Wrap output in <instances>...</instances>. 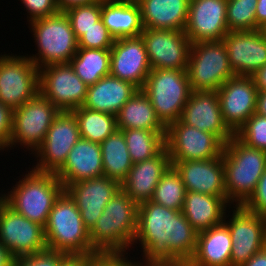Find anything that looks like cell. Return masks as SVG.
<instances>
[{"label":"cell","mask_w":266,"mask_h":266,"mask_svg":"<svg viewBox=\"0 0 266 266\" xmlns=\"http://www.w3.org/2000/svg\"><path fill=\"white\" fill-rule=\"evenodd\" d=\"M66 253L45 250L15 259V266H60Z\"/></svg>","instance_id":"41"},{"label":"cell","mask_w":266,"mask_h":266,"mask_svg":"<svg viewBox=\"0 0 266 266\" xmlns=\"http://www.w3.org/2000/svg\"><path fill=\"white\" fill-rule=\"evenodd\" d=\"M117 129H144L166 131V126L156 115L149 97L138 90L116 115Z\"/></svg>","instance_id":"31"},{"label":"cell","mask_w":266,"mask_h":266,"mask_svg":"<svg viewBox=\"0 0 266 266\" xmlns=\"http://www.w3.org/2000/svg\"><path fill=\"white\" fill-rule=\"evenodd\" d=\"M137 218L138 204L120 189L89 231L92 247L99 254H128L136 245Z\"/></svg>","instance_id":"2"},{"label":"cell","mask_w":266,"mask_h":266,"mask_svg":"<svg viewBox=\"0 0 266 266\" xmlns=\"http://www.w3.org/2000/svg\"><path fill=\"white\" fill-rule=\"evenodd\" d=\"M227 0H190L185 34L191 44L221 41L229 32Z\"/></svg>","instance_id":"19"},{"label":"cell","mask_w":266,"mask_h":266,"mask_svg":"<svg viewBox=\"0 0 266 266\" xmlns=\"http://www.w3.org/2000/svg\"><path fill=\"white\" fill-rule=\"evenodd\" d=\"M222 41L235 76H252L266 65V38L260 30L229 31Z\"/></svg>","instance_id":"21"},{"label":"cell","mask_w":266,"mask_h":266,"mask_svg":"<svg viewBox=\"0 0 266 266\" xmlns=\"http://www.w3.org/2000/svg\"><path fill=\"white\" fill-rule=\"evenodd\" d=\"M28 14V22L54 15L58 9L56 0H20Z\"/></svg>","instance_id":"42"},{"label":"cell","mask_w":266,"mask_h":266,"mask_svg":"<svg viewBox=\"0 0 266 266\" xmlns=\"http://www.w3.org/2000/svg\"><path fill=\"white\" fill-rule=\"evenodd\" d=\"M0 243L15 259L48 249L44 227L16 213L1 198Z\"/></svg>","instance_id":"15"},{"label":"cell","mask_w":266,"mask_h":266,"mask_svg":"<svg viewBox=\"0 0 266 266\" xmlns=\"http://www.w3.org/2000/svg\"><path fill=\"white\" fill-rule=\"evenodd\" d=\"M102 150L103 176L120 183L133 166L122 130H116L100 143Z\"/></svg>","instance_id":"32"},{"label":"cell","mask_w":266,"mask_h":266,"mask_svg":"<svg viewBox=\"0 0 266 266\" xmlns=\"http://www.w3.org/2000/svg\"><path fill=\"white\" fill-rule=\"evenodd\" d=\"M232 241L228 226L221 224L197 234L189 266H231Z\"/></svg>","instance_id":"28"},{"label":"cell","mask_w":266,"mask_h":266,"mask_svg":"<svg viewBox=\"0 0 266 266\" xmlns=\"http://www.w3.org/2000/svg\"><path fill=\"white\" fill-rule=\"evenodd\" d=\"M120 189L119 181L101 176L69 184L65 191L75 201L84 226L90 231L102 215L106 204Z\"/></svg>","instance_id":"20"},{"label":"cell","mask_w":266,"mask_h":266,"mask_svg":"<svg viewBox=\"0 0 266 266\" xmlns=\"http://www.w3.org/2000/svg\"><path fill=\"white\" fill-rule=\"evenodd\" d=\"M234 208L230 220L224 218L231 241V266H242L254 254L266 247V216L245 209L242 205Z\"/></svg>","instance_id":"14"},{"label":"cell","mask_w":266,"mask_h":266,"mask_svg":"<svg viewBox=\"0 0 266 266\" xmlns=\"http://www.w3.org/2000/svg\"><path fill=\"white\" fill-rule=\"evenodd\" d=\"M149 266H189V264L188 263H181L178 265H149Z\"/></svg>","instance_id":"53"},{"label":"cell","mask_w":266,"mask_h":266,"mask_svg":"<svg viewBox=\"0 0 266 266\" xmlns=\"http://www.w3.org/2000/svg\"><path fill=\"white\" fill-rule=\"evenodd\" d=\"M59 113L60 111L39 92L34 98L13 110L12 133L7 148L23 146L34 154Z\"/></svg>","instance_id":"9"},{"label":"cell","mask_w":266,"mask_h":266,"mask_svg":"<svg viewBox=\"0 0 266 266\" xmlns=\"http://www.w3.org/2000/svg\"><path fill=\"white\" fill-rule=\"evenodd\" d=\"M101 10L102 0L74 6L64 11L77 39L101 19Z\"/></svg>","instance_id":"38"},{"label":"cell","mask_w":266,"mask_h":266,"mask_svg":"<svg viewBox=\"0 0 266 266\" xmlns=\"http://www.w3.org/2000/svg\"><path fill=\"white\" fill-rule=\"evenodd\" d=\"M71 112L77 120L82 139L100 144L117 130L116 116L113 114L91 110L83 106Z\"/></svg>","instance_id":"34"},{"label":"cell","mask_w":266,"mask_h":266,"mask_svg":"<svg viewBox=\"0 0 266 266\" xmlns=\"http://www.w3.org/2000/svg\"><path fill=\"white\" fill-rule=\"evenodd\" d=\"M258 91H266V65L252 75Z\"/></svg>","instance_id":"50"},{"label":"cell","mask_w":266,"mask_h":266,"mask_svg":"<svg viewBox=\"0 0 266 266\" xmlns=\"http://www.w3.org/2000/svg\"><path fill=\"white\" fill-rule=\"evenodd\" d=\"M69 63L87 86L94 85L110 74V49L78 48Z\"/></svg>","instance_id":"33"},{"label":"cell","mask_w":266,"mask_h":266,"mask_svg":"<svg viewBox=\"0 0 266 266\" xmlns=\"http://www.w3.org/2000/svg\"><path fill=\"white\" fill-rule=\"evenodd\" d=\"M0 266H15V258L10 251L0 243Z\"/></svg>","instance_id":"51"},{"label":"cell","mask_w":266,"mask_h":266,"mask_svg":"<svg viewBox=\"0 0 266 266\" xmlns=\"http://www.w3.org/2000/svg\"><path fill=\"white\" fill-rule=\"evenodd\" d=\"M55 175L65 188L72 183L103 176L101 145L80 138Z\"/></svg>","instance_id":"25"},{"label":"cell","mask_w":266,"mask_h":266,"mask_svg":"<svg viewBox=\"0 0 266 266\" xmlns=\"http://www.w3.org/2000/svg\"><path fill=\"white\" fill-rule=\"evenodd\" d=\"M229 206L232 205L223 197L186 191L182 212L195 231L200 233L224 222Z\"/></svg>","instance_id":"30"},{"label":"cell","mask_w":266,"mask_h":266,"mask_svg":"<svg viewBox=\"0 0 266 266\" xmlns=\"http://www.w3.org/2000/svg\"><path fill=\"white\" fill-rule=\"evenodd\" d=\"M242 266H266V247L254 254Z\"/></svg>","instance_id":"49"},{"label":"cell","mask_w":266,"mask_h":266,"mask_svg":"<svg viewBox=\"0 0 266 266\" xmlns=\"http://www.w3.org/2000/svg\"><path fill=\"white\" fill-rule=\"evenodd\" d=\"M255 113L266 117V91H258Z\"/></svg>","instance_id":"52"},{"label":"cell","mask_w":266,"mask_h":266,"mask_svg":"<svg viewBox=\"0 0 266 266\" xmlns=\"http://www.w3.org/2000/svg\"><path fill=\"white\" fill-rule=\"evenodd\" d=\"M256 30H260L266 24V0H258L256 8Z\"/></svg>","instance_id":"47"},{"label":"cell","mask_w":266,"mask_h":266,"mask_svg":"<svg viewBox=\"0 0 266 266\" xmlns=\"http://www.w3.org/2000/svg\"><path fill=\"white\" fill-rule=\"evenodd\" d=\"M180 174L186 191L199 192L227 201L222 156L210 160H188L171 163Z\"/></svg>","instance_id":"23"},{"label":"cell","mask_w":266,"mask_h":266,"mask_svg":"<svg viewBox=\"0 0 266 266\" xmlns=\"http://www.w3.org/2000/svg\"><path fill=\"white\" fill-rule=\"evenodd\" d=\"M39 93V69L25 56L0 55V101L12 110Z\"/></svg>","instance_id":"11"},{"label":"cell","mask_w":266,"mask_h":266,"mask_svg":"<svg viewBox=\"0 0 266 266\" xmlns=\"http://www.w3.org/2000/svg\"><path fill=\"white\" fill-rule=\"evenodd\" d=\"M144 28L184 31L190 0H136Z\"/></svg>","instance_id":"27"},{"label":"cell","mask_w":266,"mask_h":266,"mask_svg":"<svg viewBox=\"0 0 266 266\" xmlns=\"http://www.w3.org/2000/svg\"><path fill=\"white\" fill-rule=\"evenodd\" d=\"M223 120L235 134L256 112L258 88L252 76L228 79L217 91Z\"/></svg>","instance_id":"17"},{"label":"cell","mask_w":266,"mask_h":266,"mask_svg":"<svg viewBox=\"0 0 266 266\" xmlns=\"http://www.w3.org/2000/svg\"><path fill=\"white\" fill-rule=\"evenodd\" d=\"M258 0H227V26L229 31L256 30L255 8Z\"/></svg>","instance_id":"37"},{"label":"cell","mask_w":266,"mask_h":266,"mask_svg":"<svg viewBox=\"0 0 266 266\" xmlns=\"http://www.w3.org/2000/svg\"><path fill=\"white\" fill-rule=\"evenodd\" d=\"M222 160L227 202L243 205L265 171L266 151L248 146L234 135L224 146Z\"/></svg>","instance_id":"3"},{"label":"cell","mask_w":266,"mask_h":266,"mask_svg":"<svg viewBox=\"0 0 266 266\" xmlns=\"http://www.w3.org/2000/svg\"><path fill=\"white\" fill-rule=\"evenodd\" d=\"M224 146L217 135L184 124L180 119L166 127L165 147L171 163L214 159L222 156Z\"/></svg>","instance_id":"10"},{"label":"cell","mask_w":266,"mask_h":266,"mask_svg":"<svg viewBox=\"0 0 266 266\" xmlns=\"http://www.w3.org/2000/svg\"><path fill=\"white\" fill-rule=\"evenodd\" d=\"M101 0H56L58 9L60 11H65L71 7L79 6L83 4H91Z\"/></svg>","instance_id":"48"},{"label":"cell","mask_w":266,"mask_h":266,"mask_svg":"<svg viewBox=\"0 0 266 266\" xmlns=\"http://www.w3.org/2000/svg\"><path fill=\"white\" fill-rule=\"evenodd\" d=\"M13 110L0 101V150L4 151L12 133Z\"/></svg>","instance_id":"44"},{"label":"cell","mask_w":266,"mask_h":266,"mask_svg":"<svg viewBox=\"0 0 266 266\" xmlns=\"http://www.w3.org/2000/svg\"><path fill=\"white\" fill-rule=\"evenodd\" d=\"M140 36L151 69L187 70L191 42L184 31L144 28Z\"/></svg>","instance_id":"16"},{"label":"cell","mask_w":266,"mask_h":266,"mask_svg":"<svg viewBox=\"0 0 266 266\" xmlns=\"http://www.w3.org/2000/svg\"><path fill=\"white\" fill-rule=\"evenodd\" d=\"M97 255H67L60 266H88Z\"/></svg>","instance_id":"46"},{"label":"cell","mask_w":266,"mask_h":266,"mask_svg":"<svg viewBox=\"0 0 266 266\" xmlns=\"http://www.w3.org/2000/svg\"><path fill=\"white\" fill-rule=\"evenodd\" d=\"M170 166L171 160L164 147L156 156L133 164L127 177L121 182V189L137 204L149 201L162 175Z\"/></svg>","instance_id":"24"},{"label":"cell","mask_w":266,"mask_h":266,"mask_svg":"<svg viewBox=\"0 0 266 266\" xmlns=\"http://www.w3.org/2000/svg\"><path fill=\"white\" fill-rule=\"evenodd\" d=\"M13 188L0 198L16 213L45 227L56 200L65 191L55 173L30 169Z\"/></svg>","instance_id":"4"},{"label":"cell","mask_w":266,"mask_h":266,"mask_svg":"<svg viewBox=\"0 0 266 266\" xmlns=\"http://www.w3.org/2000/svg\"><path fill=\"white\" fill-rule=\"evenodd\" d=\"M29 23V29L34 33L32 35H34L38 53L32 56L27 54V57L38 69L50 64L71 61L79 48L78 39L64 11L32 20Z\"/></svg>","instance_id":"6"},{"label":"cell","mask_w":266,"mask_h":266,"mask_svg":"<svg viewBox=\"0 0 266 266\" xmlns=\"http://www.w3.org/2000/svg\"><path fill=\"white\" fill-rule=\"evenodd\" d=\"M235 135L248 146L266 151V117L254 113Z\"/></svg>","instance_id":"39"},{"label":"cell","mask_w":266,"mask_h":266,"mask_svg":"<svg viewBox=\"0 0 266 266\" xmlns=\"http://www.w3.org/2000/svg\"><path fill=\"white\" fill-rule=\"evenodd\" d=\"M197 234L182 211L151 200L138 204L134 243L141 245L144 260L139 266L188 263L196 251Z\"/></svg>","instance_id":"1"},{"label":"cell","mask_w":266,"mask_h":266,"mask_svg":"<svg viewBox=\"0 0 266 266\" xmlns=\"http://www.w3.org/2000/svg\"><path fill=\"white\" fill-rule=\"evenodd\" d=\"M88 86L76 75L70 63L50 64L39 69V92L59 111L82 107Z\"/></svg>","instance_id":"12"},{"label":"cell","mask_w":266,"mask_h":266,"mask_svg":"<svg viewBox=\"0 0 266 266\" xmlns=\"http://www.w3.org/2000/svg\"><path fill=\"white\" fill-rule=\"evenodd\" d=\"M139 89L130 82L107 75L88 86L83 107L91 110L117 115L122 106Z\"/></svg>","instance_id":"26"},{"label":"cell","mask_w":266,"mask_h":266,"mask_svg":"<svg viewBox=\"0 0 266 266\" xmlns=\"http://www.w3.org/2000/svg\"><path fill=\"white\" fill-rule=\"evenodd\" d=\"M242 206L251 212L266 216V168L253 194Z\"/></svg>","instance_id":"43"},{"label":"cell","mask_w":266,"mask_h":266,"mask_svg":"<svg viewBox=\"0 0 266 266\" xmlns=\"http://www.w3.org/2000/svg\"><path fill=\"white\" fill-rule=\"evenodd\" d=\"M133 164L156 156L165 147L166 131L122 130Z\"/></svg>","instance_id":"35"},{"label":"cell","mask_w":266,"mask_h":266,"mask_svg":"<svg viewBox=\"0 0 266 266\" xmlns=\"http://www.w3.org/2000/svg\"><path fill=\"white\" fill-rule=\"evenodd\" d=\"M48 250L67 255L99 254L91 245L75 201L64 191L54 203L44 227Z\"/></svg>","instance_id":"5"},{"label":"cell","mask_w":266,"mask_h":266,"mask_svg":"<svg viewBox=\"0 0 266 266\" xmlns=\"http://www.w3.org/2000/svg\"><path fill=\"white\" fill-rule=\"evenodd\" d=\"M142 91L167 127L180 119L192 89L186 70L152 69Z\"/></svg>","instance_id":"7"},{"label":"cell","mask_w":266,"mask_h":266,"mask_svg":"<svg viewBox=\"0 0 266 266\" xmlns=\"http://www.w3.org/2000/svg\"><path fill=\"white\" fill-rule=\"evenodd\" d=\"M151 70L141 36L115 39L110 49V75L142 90Z\"/></svg>","instance_id":"18"},{"label":"cell","mask_w":266,"mask_h":266,"mask_svg":"<svg viewBox=\"0 0 266 266\" xmlns=\"http://www.w3.org/2000/svg\"><path fill=\"white\" fill-rule=\"evenodd\" d=\"M186 71L192 91H217L235 77L222 40L192 43Z\"/></svg>","instance_id":"8"},{"label":"cell","mask_w":266,"mask_h":266,"mask_svg":"<svg viewBox=\"0 0 266 266\" xmlns=\"http://www.w3.org/2000/svg\"><path fill=\"white\" fill-rule=\"evenodd\" d=\"M114 41V37L100 19L78 39V47L111 49Z\"/></svg>","instance_id":"40"},{"label":"cell","mask_w":266,"mask_h":266,"mask_svg":"<svg viewBox=\"0 0 266 266\" xmlns=\"http://www.w3.org/2000/svg\"><path fill=\"white\" fill-rule=\"evenodd\" d=\"M186 189L177 170L170 166L155 187L151 201L167 208L182 211Z\"/></svg>","instance_id":"36"},{"label":"cell","mask_w":266,"mask_h":266,"mask_svg":"<svg viewBox=\"0 0 266 266\" xmlns=\"http://www.w3.org/2000/svg\"><path fill=\"white\" fill-rule=\"evenodd\" d=\"M180 120L184 124L217 135L225 144L235 135L223 120L216 91H192Z\"/></svg>","instance_id":"22"},{"label":"cell","mask_w":266,"mask_h":266,"mask_svg":"<svg viewBox=\"0 0 266 266\" xmlns=\"http://www.w3.org/2000/svg\"><path fill=\"white\" fill-rule=\"evenodd\" d=\"M77 120L72 112L60 111L48 129L41 146L34 152L37 163L32 169L56 173L66 162L68 153L80 139Z\"/></svg>","instance_id":"13"},{"label":"cell","mask_w":266,"mask_h":266,"mask_svg":"<svg viewBox=\"0 0 266 266\" xmlns=\"http://www.w3.org/2000/svg\"><path fill=\"white\" fill-rule=\"evenodd\" d=\"M101 19L114 39L139 37L144 30L136 0H102Z\"/></svg>","instance_id":"29"},{"label":"cell","mask_w":266,"mask_h":266,"mask_svg":"<svg viewBox=\"0 0 266 266\" xmlns=\"http://www.w3.org/2000/svg\"><path fill=\"white\" fill-rule=\"evenodd\" d=\"M260 31L263 34V36L266 38V24L260 28Z\"/></svg>","instance_id":"54"},{"label":"cell","mask_w":266,"mask_h":266,"mask_svg":"<svg viewBox=\"0 0 266 266\" xmlns=\"http://www.w3.org/2000/svg\"><path fill=\"white\" fill-rule=\"evenodd\" d=\"M127 254H98L88 266H139L131 259L129 260ZM128 258V259H127Z\"/></svg>","instance_id":"45"}]
</instances>
